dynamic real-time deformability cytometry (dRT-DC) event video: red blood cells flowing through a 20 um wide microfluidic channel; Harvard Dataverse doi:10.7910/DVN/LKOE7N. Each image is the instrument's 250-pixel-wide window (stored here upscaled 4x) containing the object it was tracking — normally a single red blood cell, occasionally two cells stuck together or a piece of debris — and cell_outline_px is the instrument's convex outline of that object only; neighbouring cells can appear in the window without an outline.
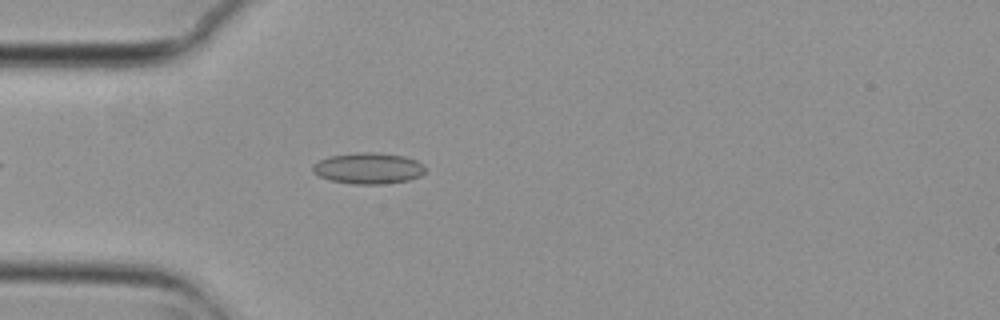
{"species": "common noctule bat (a hibernating species)", "species_latin": "Nyctalus noctula", "temperature_condition": "cold", "stored_images_in_passage": 45, "camera_frame_rate_fps": 3000, "um_per_image_px": 0.085, "animal": {"sex": "female", "body_mass_g": 29.2, "forearm_length_mm": 56.3}, "frame": {"image": 1, "passage_image": 6, "time_ms": 1.667, "image_size_px": [1000, 320], "cell_outline_px": [[424, 172], [420, 176], [408, 180], [384, 184], [356, 184], [332, 180], [320, 176], [312, 172], [312, 164], [328, 156], [356, 152], [376, 152], [404, 156], [416, 160], [424, 164]], "centroid_in_image_um": [31.3, 14.29], "position_along_channel_um": 53.7, "area_um2": 20.46}}
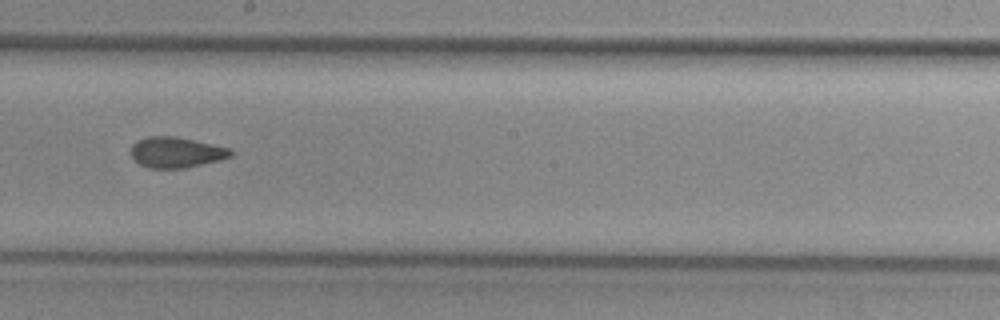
{"frame": {"image": 2, "passage_image": 21, "time_ms": 6.667, "image_size_px": [1000, 320], "cell_outline_px": [[232, 156], [220, 160], [188, 168], [148, 168], [140, 164], [132, 156], [132, 144], [148, 136], [176, 136], [232, 148]], "centroid_in_image_um": [15.03, 12.95], "position_along_channel_um": 233.2, "area_um2": 17.86}}
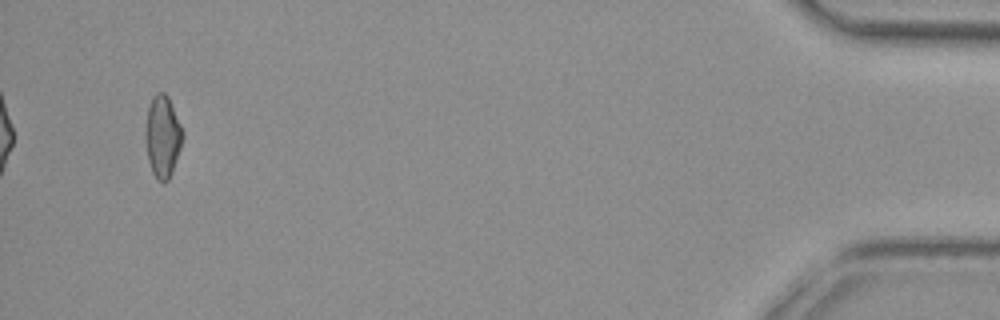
{"frame": {"image": 3, "passage_image": 43, "time_ms": 14.0, "image_size_px": [1000, 320], "cell_outline_px": [[184, 136], [172, 172], [168, 180], [156, 180], [152, 172], [148, 160], [144, 132], [144, 128], [148, 108], [152, 96], [156, 92], [164, 92], [168, 96], [184, 132]], "centroid_in_image_um": [13.81, 11.57], "position_along_channel_um": 421.4, "area_um2": 17.86}, "authors_computed_cell_mechanics": {"area_um2": 17.8602, "velocity_mm_per_s": 3.7307, "shape_relaxation_time_tau1_ms": null, "shape_relaxation_time_tau2_ms": 2.2132, "deformation_change_tau1": null, "deformation_change_tau2": 0.0707}}